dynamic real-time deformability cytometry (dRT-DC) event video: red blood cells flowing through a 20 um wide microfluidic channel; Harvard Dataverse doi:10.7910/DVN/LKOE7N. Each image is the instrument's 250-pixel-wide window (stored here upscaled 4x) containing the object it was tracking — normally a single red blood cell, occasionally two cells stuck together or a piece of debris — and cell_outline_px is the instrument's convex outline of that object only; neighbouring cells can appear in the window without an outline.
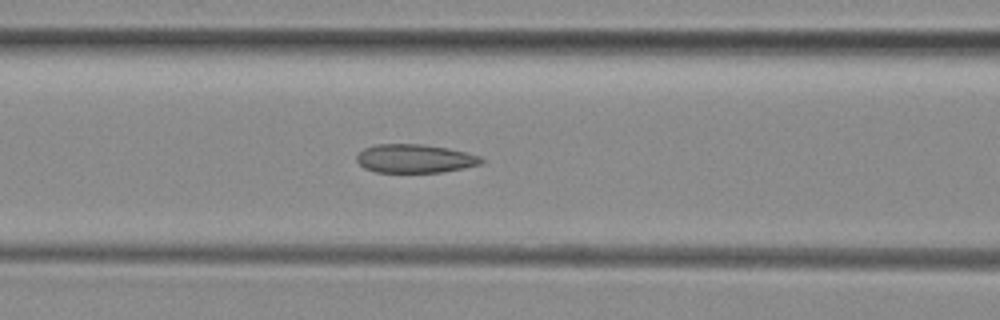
{"species": "common noctule bat (a hibernating species)", "species_latin": "Nyctalus noctula", "temperature_condition": "room temperature", "stored_images_in_passage": 16, "camera_frame_rate_fps": 3000, "um_per_image_px": 0.085, "animal": {"sex": "female", "body_mass_g": 29.2, "forearm_length_mm": 56.3}, "frame": {"image": 1, "passage_image": 12, "time_ms": 3.667, "image_size_px": [1000, 320], "cell_outline_px": [[484, 164], [444, 172], [376, 172], [364, 168], [356, 160], [356, 156], [364, 148], [376, 144], [420, 144], [448, 148], [480, 156], [484, 160]], "centroid_in_image_um": [35.28, 13.48], "position_along_channel_um": 131.3, "area_um2": 20.81}}